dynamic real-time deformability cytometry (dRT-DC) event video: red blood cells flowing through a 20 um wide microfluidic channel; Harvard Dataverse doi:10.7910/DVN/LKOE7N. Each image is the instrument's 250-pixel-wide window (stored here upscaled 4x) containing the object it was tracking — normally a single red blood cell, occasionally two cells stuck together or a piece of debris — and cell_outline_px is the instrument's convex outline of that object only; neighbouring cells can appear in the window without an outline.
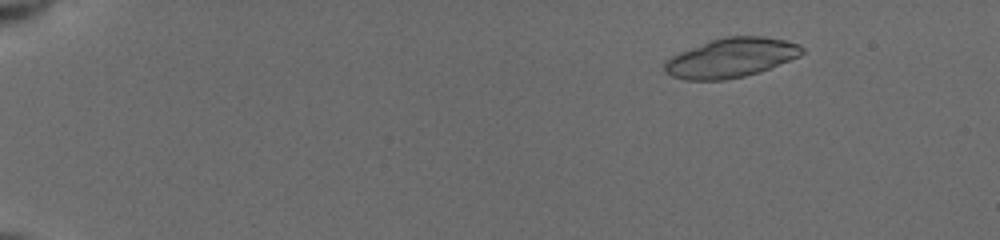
{"species": "common noctule bat (a hibernating species)", "species_latin": "Nyctalus noctula", "temperature_condition": "cold", "stored_images_in_passage": 54, "segment_of_instrument_passage": [1, 2], "camera_frame_rate_fps": 3000, "um_per_image_px": 0.085, "animal": {"sex": "female", "body_mass_g": 19.5, "forearm_length_mm": 54.1}, "frame": {"image": 1, "passage_image": 8, "time_ms": 2.333, "image_size_px": [1000, 240], "cell_outline_px": [[804, 52], [800, 56], [768, 68], [744, 76], [724, 80], [684, 80], [672, 76], [664, 72], [664, 60], [680, 52], [712, 40], [724, 36], [760, 36], [784, 40], [800, 44], [804, 48]], "centroid_in_image_um": [62.12, 4.91], "position_along_channel_um": 22.9, "area_um2": 31.27}}